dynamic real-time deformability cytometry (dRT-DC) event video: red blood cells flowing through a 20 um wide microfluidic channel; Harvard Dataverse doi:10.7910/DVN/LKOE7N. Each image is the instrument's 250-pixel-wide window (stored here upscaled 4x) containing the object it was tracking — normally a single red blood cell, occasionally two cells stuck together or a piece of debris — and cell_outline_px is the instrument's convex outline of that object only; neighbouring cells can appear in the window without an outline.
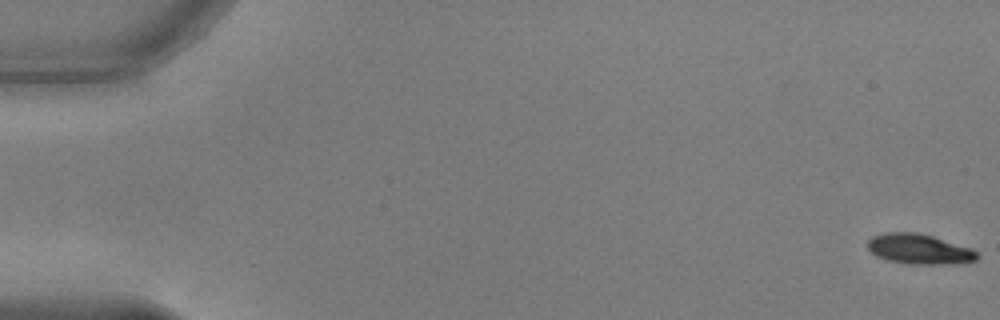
{"species": "common noctule bat (a hibernating species)", "species_latin": "Nyctalus noctula", "temperature_condition": "warm", "stored_images_in_passage": 12, "camera_frame_rate_fps": 3000, "um_per_image_px": 0.085, "animal": {"sex": "male", "body_mass_g": 17.9, "forearm_length_mm": 54.2}, "frame": {"image": 1, "passage_image": 1, "time_ms": 0.0, "image_size_px": [1000, 320], "cell_outline_px": [[980, 256], [976, 260], [940, 264], [908, 264], [888, 260], [876, 256], [868, 248], [868, 240], [872, 236], [884, 232], [916, 232], [932, 236], [972, 248]], "centroid_in_image_um": [78.1, 21.16], "position_along_channel_um": 6.9, "area_um2": 19.07}}